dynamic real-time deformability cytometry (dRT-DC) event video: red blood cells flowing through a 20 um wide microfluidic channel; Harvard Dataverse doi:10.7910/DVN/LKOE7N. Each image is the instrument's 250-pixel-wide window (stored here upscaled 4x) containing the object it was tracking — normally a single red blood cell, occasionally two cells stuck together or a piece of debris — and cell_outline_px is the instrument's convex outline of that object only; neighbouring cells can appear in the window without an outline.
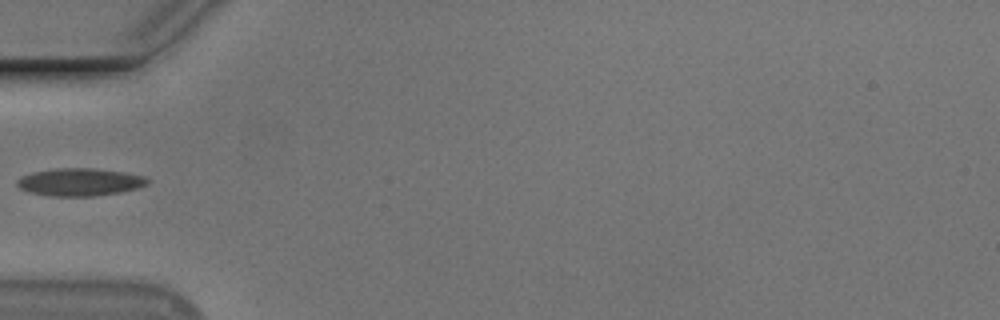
{"species": "Egyptian fruit bat (a non-hibernating species)", "species_latin": "Rousettus aegyptiacus", "temperature_condition": "cold", "stored_images_in_passage": 4, "camera_frame_rate_fps": 3000, "um_per_image_px": 0.085, "animal": {"sex": "male"}, "frame": {"image": 1, "passage_image": 3, "time_ms": 2.667, "image_size_px": [1000, 320], "cell_outline_px": [[152, 180], [148, 184], [136, 188], [120, 192], [92, 196], [52, 196], [28, 192], [20, 188], [16, 184], [16, 180], [20, 176], [32, 172], [56, 168], [92, 168], [124, 172], [144, 176]], "centroid_in_image_um": [6.77, 15.47], "position_along_channel_um": 78.2, "area_um2": 21.1}}